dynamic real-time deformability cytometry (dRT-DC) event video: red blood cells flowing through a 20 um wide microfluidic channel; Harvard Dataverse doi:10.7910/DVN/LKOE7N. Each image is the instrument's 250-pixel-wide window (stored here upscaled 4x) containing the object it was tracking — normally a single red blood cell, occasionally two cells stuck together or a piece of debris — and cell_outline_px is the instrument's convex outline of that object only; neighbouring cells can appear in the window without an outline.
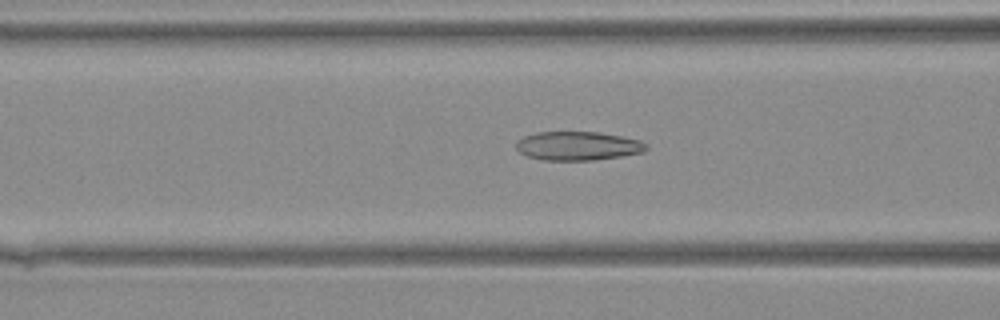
{"species": "Egyptian fruit bat (a non-hibernating species)", "species_latin": "Rousettus aegyptiacus", "temperature_condition": "warm", "stored_images_in_passage": 32, "camera_frame_rate_fps": 3000, "um_per_image_px": 0.085, "animal": {"sex": "female"}, "frame": {"image": 1, "passage_image": 10, "time_ms": 3.0, "image_size_px": [1000, 320], "cell_outline_px": [[648, 148], [644, 152], [596, 160], [544, 160], [528, 156], [520, 152], [516, 148], [516, 140], [524, 136], [536, 132], [600, 132], [640, 140], [648, 144]], "centroid_in_image_um": [49.13, 12.4], "position_along_channel_um": 117.5, "area_um2": 21.91}}
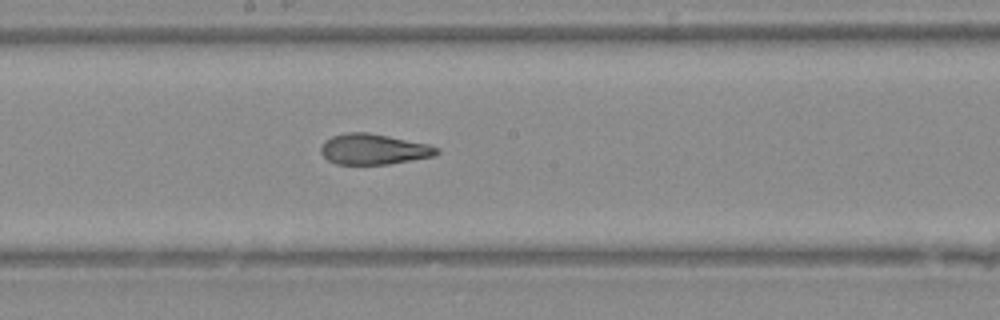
{"frame": {"image": 2, "passage_image": 16, "time_ms": 5.0, "image_size_px": [1000, 320], "cell_outline_px": [[440, 152], [436, 156], [388, 164], [336, 164], [328, 160], [320, 152], [320, 148], [324, 140], [332, 136], [348, 132], [368, 132], [428, 144], [440, 148]], "centroid_in_image_um": [31.76, 12.68], "position_along_channel_um": 216.4, "area_um2": 20.75}}
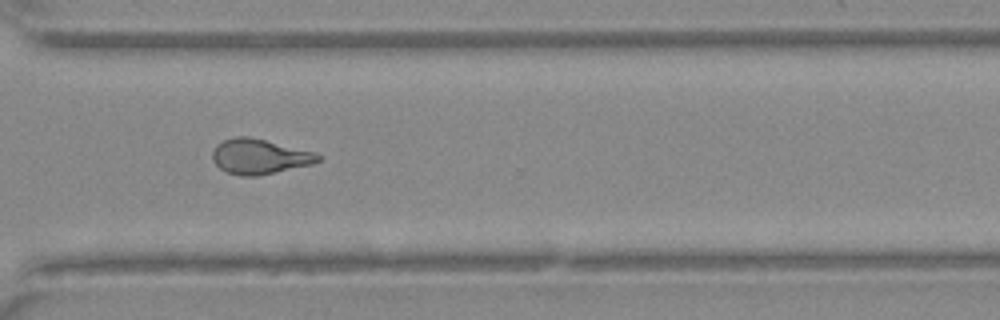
{"frame": {"image": 3, "passage_image": 24, "time_ms": 7.667, "image_size_px": [1000, 320], "cell_outline_px": [[320, 160], [312, 164], [256, 176], [240, 176], [228, 172], [220, 168], [212, 160], [212, 152], [216, 144], [224, 140], [236, 136], [248, 136], [316, 152], [320, 156]], "centroid_in_image_um": [22.03, 13.3], "position_along_channel_um": 348.6, "area_um2": 21.44}}